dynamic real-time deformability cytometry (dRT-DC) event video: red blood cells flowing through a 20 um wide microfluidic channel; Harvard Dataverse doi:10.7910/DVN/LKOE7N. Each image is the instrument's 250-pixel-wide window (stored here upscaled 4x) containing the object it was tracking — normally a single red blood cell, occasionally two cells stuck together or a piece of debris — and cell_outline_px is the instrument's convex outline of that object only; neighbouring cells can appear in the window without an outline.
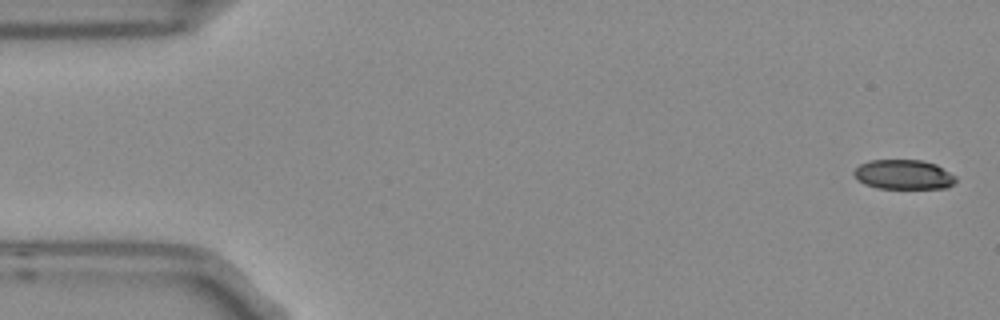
{"species": "Egyptian fruit bat (a non-hibernating species)", "species_latin": "Rousettus aegyptiacus", "temperature_condition": "room temperature", "stored_images_in_passage": 5, "camera_frame_rate_fps": 3000, "um_per_image_px": 0.085, "frame": {"image": 1, "passage_image": 1, "time_ms": 0.0, "image_size_px": [1000, 320], "cell_outline_px": [[956, 180], [948, 188], [876, 188], [864, 184], [852, 172], [860, 164], [872, 160], [920, 160], [936, 164], [956, 176]], "centroid_in_image_um": [76.82, 14.84], "position_along_channel_um": 8.2, "area_um2": 17.46}}